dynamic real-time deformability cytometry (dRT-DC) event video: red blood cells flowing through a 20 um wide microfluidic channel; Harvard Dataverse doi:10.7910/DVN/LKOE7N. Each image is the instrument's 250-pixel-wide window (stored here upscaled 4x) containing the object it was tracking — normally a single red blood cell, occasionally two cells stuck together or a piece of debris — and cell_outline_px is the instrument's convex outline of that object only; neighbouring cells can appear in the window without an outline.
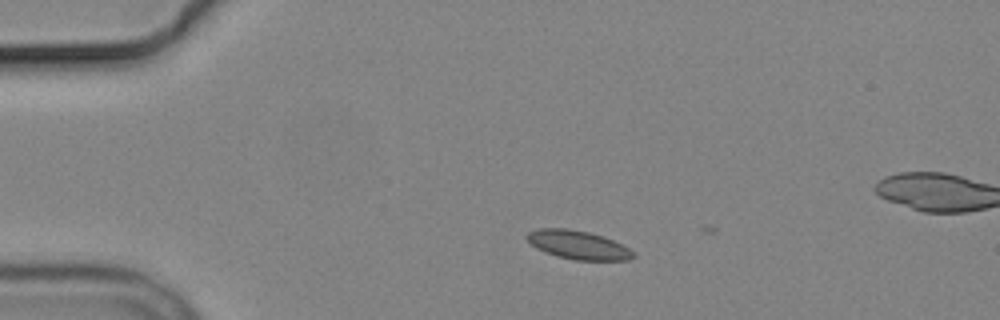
{"species": "common noctule bat (a hibernating species)", "species_latin": "Nyctalus noctula", "temperature_condition": "cold", "stored_images_in_passage": 3, "camera_frame_rate_fps": 3000, "um_per_image_px": 0.085, "animal": {"sex": "male", "body_mass_g": 19.2, "forearm_length_mm": 51.8}, "frame": {"image": 1, "passage_image": 1, "time_ms": 0.0, "image_size_px": [1000, 320], "cell_outline_px": [[636, 256], [628, 260], [576, 260], [556, 256], [544, 252], [536, 248], [524, 236], [528, 232], [536, 228], [568, 228], [588, 232], [612, 240], [628, 248]], "centroid_in_image_um": [49.08, 20.81], "position_along_channel_um": 35.9, "area_um2": 17.63}}